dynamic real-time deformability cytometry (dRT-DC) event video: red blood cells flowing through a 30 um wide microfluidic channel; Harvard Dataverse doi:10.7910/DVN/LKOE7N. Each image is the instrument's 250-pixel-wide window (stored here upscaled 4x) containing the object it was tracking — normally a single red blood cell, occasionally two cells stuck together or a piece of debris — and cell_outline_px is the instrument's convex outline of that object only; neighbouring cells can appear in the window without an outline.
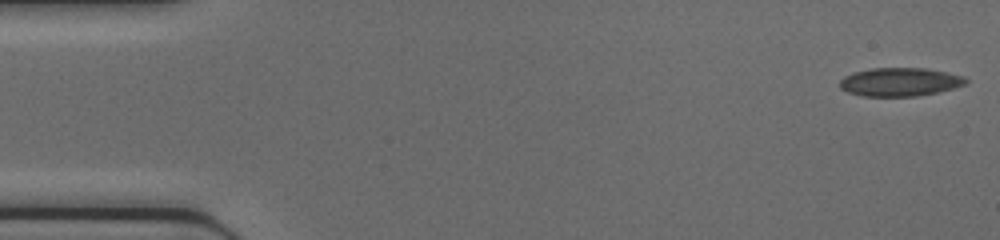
{"species": "common noctule bat (a hibernating species)", "species_latin": "Nyctalus noctula", "temperature_condition": "cold", "stored_images_in_passage": 45, "camera_frame_rate_fps": 3000, "um_per_image_px": 0.085, "animal": {"sex": "female", "body_mass_g": 17.0, "forearm_length_mm": 48.0}, "frame": {"image": 1, "passage_image": 1, "time_ms": 0.0, "image_size_px": [1000, 240], "cell_outline_px": [[968, 80], [964, 84], [952, 88], [936, 92], [916, 96], [864, 96], [848, 92], [840, 88], [840, 80], [844, 76], [856, 72], [872, 68], [928, 68], [948, 72], [964, 76]], "centroid_in_image_um": [76.49, 6.96], "position_along_channel_um": 8.5, "area_um2": 20.75}}
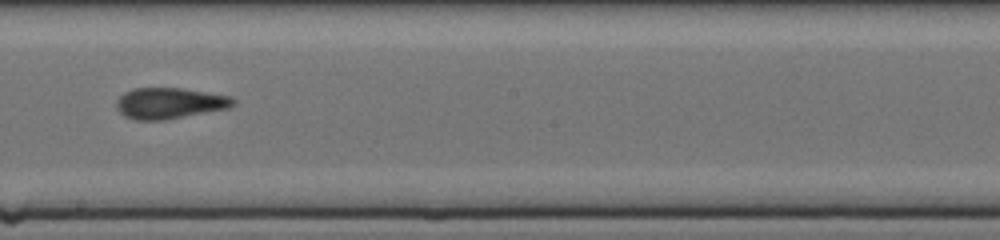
{"frame": {"image": 2, "passage_image": 25, "time_ms": 8.0, "image_size_px": [1000, 240], "cell_outline_px": [[236, 104], [228, 108], [164, 120], [136, 120], [124, 116], [116, 108], [116, 100], [124, 92], [132, 88], [180, 88], [232, 96], [236, 100]], "centroid_in_image_um": [14.4, 8.77], "position_along_channel_um": 233.8, "area_um2": 21.15}}
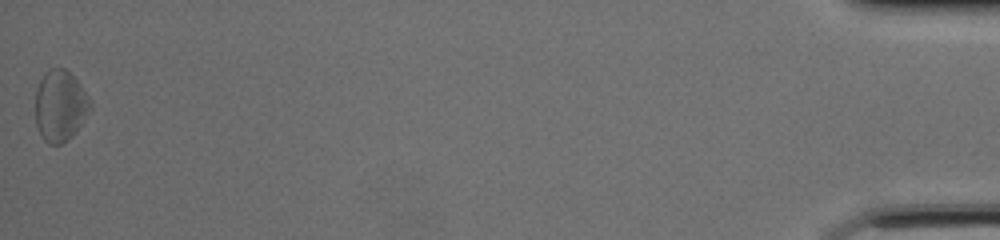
{"frame": {"image": 3, "passage_image": 45, "time_ms": 14.667, "image_size_px": [1000, 240], "cell_outline_px": [[92, 108], [76, 132], [72, 136], [60, 144], [48, 144], [44, 140], [36, 124], [36, 88], [44, 72], [48, 68], [64, 68], [80, 84], [92, 104]], "centroid_in_image_um": [5.11, 8.99], "position_along_channel_um": 430.1, "area_um2": 22.66}}